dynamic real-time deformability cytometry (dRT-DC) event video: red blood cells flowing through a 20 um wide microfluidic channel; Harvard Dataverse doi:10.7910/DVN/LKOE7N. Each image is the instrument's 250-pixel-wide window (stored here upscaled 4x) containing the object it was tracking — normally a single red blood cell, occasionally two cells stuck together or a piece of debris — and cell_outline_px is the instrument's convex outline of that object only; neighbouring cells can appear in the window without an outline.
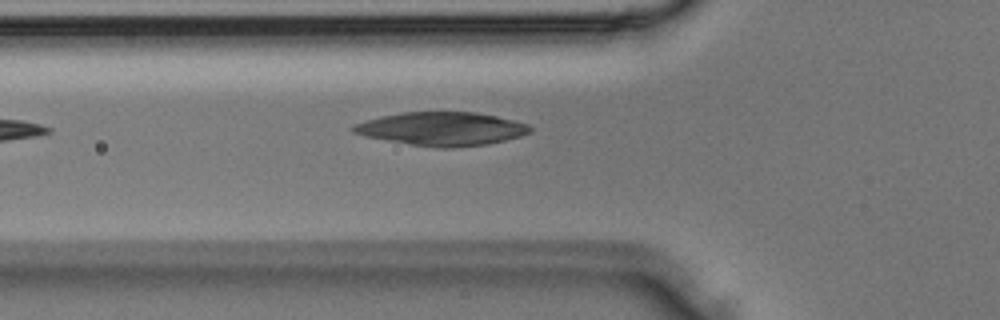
{"species": "Egyptian fruit bat (a non-hibernating species)", "species_latin": "Rousettus aegyptiacus", "temperature_condition": "room temperature", "stored_images_in_passage": 4, "camera_frame_rate_fps": 3000, "um_per_image_px": 0.085, "animal": {"sex": "male"}, "frame": {"image": 1, "passage_image": 4, "time_ms": 1.0, "image_size_px": [1000, 320], "cell_outline_px": [[532, 132], [520, 136], [488, 144], [452, 148], [440, 148], [412, 144], [364, 136], [352, 132], [348, 128], [352, 124], [380, 116], [404, 112], [476, 112], [496, 116], [528, 124], [532, 128]], "centroid_in_image_um": [37.53, 10.94], "position_along_channel_um": 88.3, "area_um2": 34.45}}